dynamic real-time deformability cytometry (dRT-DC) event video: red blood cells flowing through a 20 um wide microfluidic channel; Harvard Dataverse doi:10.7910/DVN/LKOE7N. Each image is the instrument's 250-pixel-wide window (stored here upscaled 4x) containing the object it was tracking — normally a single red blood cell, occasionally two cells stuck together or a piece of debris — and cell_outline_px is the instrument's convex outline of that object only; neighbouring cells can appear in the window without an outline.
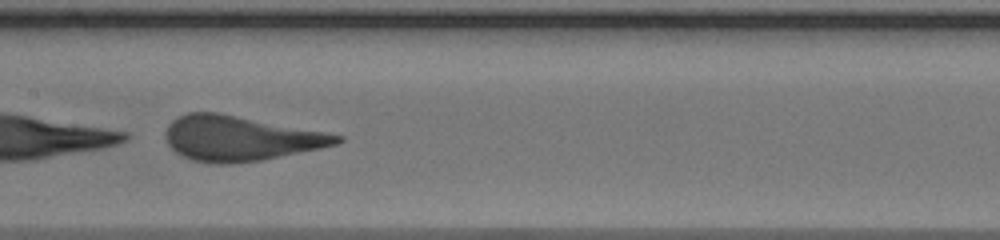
{"species": "human", "species_latin": "Homo sapiens", "temperature_condition": "warm", "stored_images_in_passage": 29, "camera_frame_rate_fps": 3000, "um_per_image_px": 0.085, "donor": {"sex": "male"}, "frame": {"image": 1, "passage_image": 25, "time_ms": 8.0, "image_size_px": [1000, 240], "cell_outline_px": [[344, 140], [336, 144], [320, 148], [260, 160], [228, 164], [216, 164], [192, 160], [176, 152], [168, 144], [164, 136], [164, 132], [168, 124], [176, 116], [188, 112], [216, 112], [324, 132], [344, 136]], "centroid_in_image_um": [20.35, 11.75], "position_along_channel_um": 187.1, "area_um2": 44.51}}